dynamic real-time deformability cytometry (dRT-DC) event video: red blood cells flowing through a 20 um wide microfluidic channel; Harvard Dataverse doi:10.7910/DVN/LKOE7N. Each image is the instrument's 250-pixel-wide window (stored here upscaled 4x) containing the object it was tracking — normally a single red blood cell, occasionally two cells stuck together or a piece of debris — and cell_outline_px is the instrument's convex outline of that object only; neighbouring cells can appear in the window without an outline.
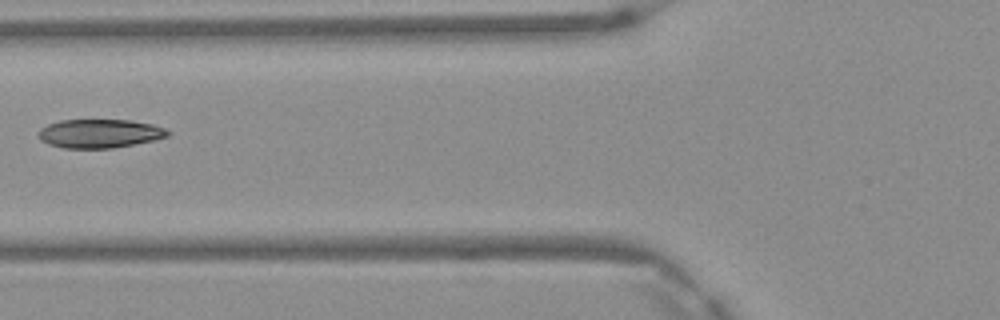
{"species": "Egyptian fruit bat (a non-hibernating species)", "species_latin": "Rousettus aegyptiacus", "temperature_condition": "warm", "stored_images_in_passage": 5, "camera_frame_rate_fps": 3000, "um_per_image_px": 0.085, "frame": {"image": 1, "passage_image": 5, "time_ms": 1.333, "image_size_px": [1000, 320], "cell_outline_px": [[172, 132], [168, 136], [152, 140], [112, 148], [64, 148], [48, 144], [40, 140], [36, 132], [40, 128], [48, 124], [60, 120], [132, 120], [152, 124], [164, 128]], "centroid_in_image_um": [8.43, 11.34], "position_along_channel_um": 117.4, "area_um2": 21.68}}